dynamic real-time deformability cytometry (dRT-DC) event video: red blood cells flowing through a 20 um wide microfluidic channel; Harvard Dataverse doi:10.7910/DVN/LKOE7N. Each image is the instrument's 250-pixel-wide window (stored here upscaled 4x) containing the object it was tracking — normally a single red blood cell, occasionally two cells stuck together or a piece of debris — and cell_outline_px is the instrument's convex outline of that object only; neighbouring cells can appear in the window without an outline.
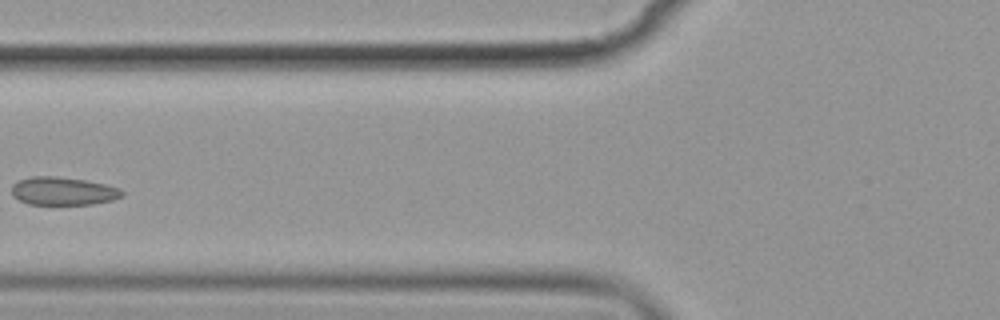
{"species": "common noctule bat (a hibernating species)", "species_latin": "Nyctalus noctula", "temperature_condition": "cold", "stored_images_in_passage": 9, "camera_frame_rate_fps": 3000, "um_per_image_px": 0.085, "animal": {"sex": "female", "body_mass_g": 19.9}, "frame": {"image": 1, "passage_image": 4, "time_ms": 4.333, "image_size_px": [1000, 320], "cell_outline_px": [[124, 196], [112, 200], [92, 204], [28, 204], [12, 196], [12, 184], [20, 180], [32, 176], [56, 176], [84, 180], [104, 184], [120, 188], [124, 192]], "centroid_in_image_um": [5.37, 16.24], "position_along_channel_um": 120.4, "area_um2": 18.03}}
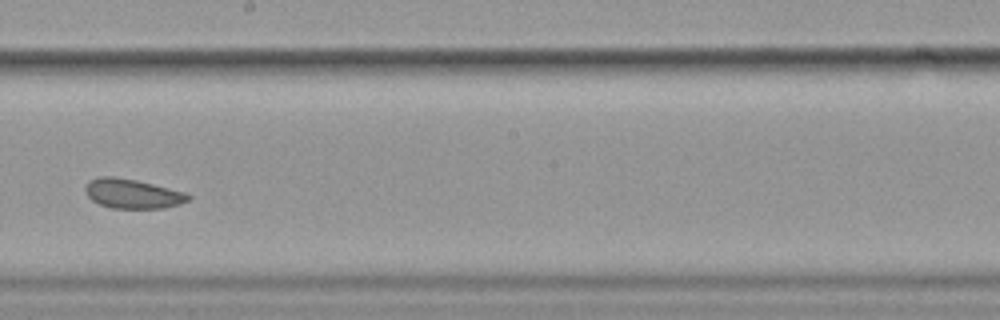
{"frame": {"image": 2, "passage_image": 7, "time_ms": 7.667, "image_size_px": [1000, 320], "cell_outline_px": [[192, 200], [180, 204], [164, 208], [112, 208], [100, 204], [92, 200], [88, 196], [84, 188], [88, 180], [100, 176], [116, 176], [136, 180], [184, 192], [192, 196]], "centroid_in_image_um": [11.26, 16.46], "position_along_channel_um": 236.9, "area_um2": 17.74}}
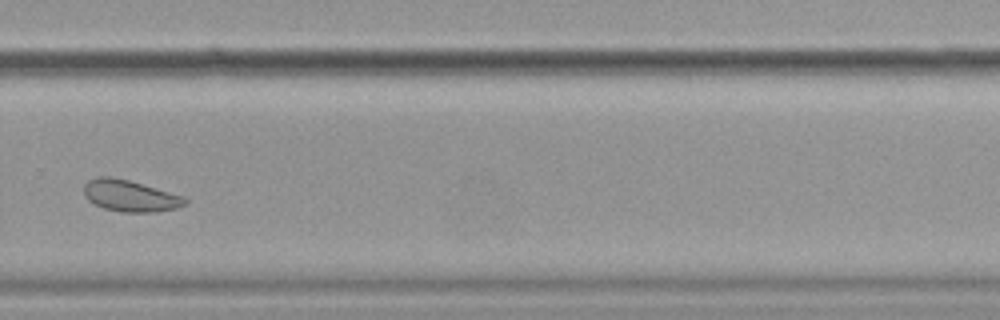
{"frame": {"image": 3, "passage_image": 9, "time_ms": 10.0, "image_size_px": [1000, 320], "cell_outline_px": [[188, 204], [176, 208], [156, 212], [120, 212], [104, 208], [88, 200], [84, 196], [84, 184], [88, 180], [96, 176], [108, 176], [128, 180], [184, 196], [188, 200]], "centroid_in_image_um": [11.06, 16.65], "position_along_channel_um": 318.7, "area_um2": 18.61}}